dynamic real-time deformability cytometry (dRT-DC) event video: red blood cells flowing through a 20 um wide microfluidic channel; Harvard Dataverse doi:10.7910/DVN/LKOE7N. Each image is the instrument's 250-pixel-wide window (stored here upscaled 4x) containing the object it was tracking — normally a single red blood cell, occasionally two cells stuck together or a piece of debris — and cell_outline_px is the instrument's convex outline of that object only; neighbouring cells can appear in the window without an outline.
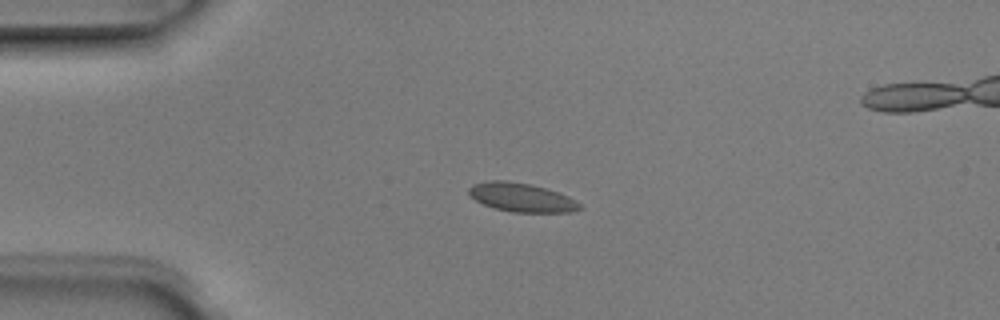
{"species": "Egyptian fruit bat (a non-hibernating species)", "species_latin": "Rousettus aegyptiacus", "temperature_condition": "room temperature", "stored_images_in_passage": 4, "camera_frame_rate_fps": 3000, "um_per_image_px": 0.085, "animal": {"sex": "male"}, "frame": {"image": 1, "passage_image": 4, "time_ms": 1.0, "image_size_px": [1000, 320], "cell_outline_px": [[584, 208], [572, 212], [512, 212], [492, 208], [476, 200], [468, 192], [468, 188], [472, 184], [488, 180], [504, 180], [532, 184], [568, 196], [576, 200]], "centroid_in_image_um": [44.33, 16.78], "position_along_channel_um": 40.7, "area_um2": 18.67}}